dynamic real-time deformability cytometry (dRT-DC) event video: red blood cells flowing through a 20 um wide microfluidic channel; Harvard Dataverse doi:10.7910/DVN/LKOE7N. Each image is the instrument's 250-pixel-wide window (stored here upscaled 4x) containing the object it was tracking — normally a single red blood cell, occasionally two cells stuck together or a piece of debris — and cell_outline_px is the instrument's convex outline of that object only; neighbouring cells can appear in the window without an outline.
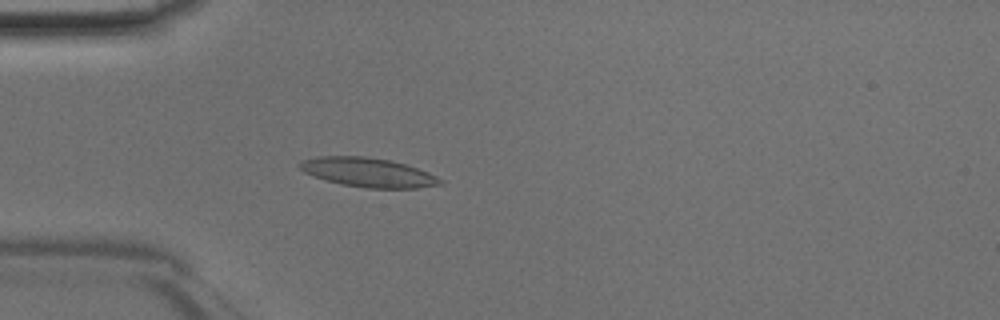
{"species": "Egyptian fruit bat (a non-hibernating species)", "species_latin": "Rousettus aegyptiacus", "temperature_condition": "room temperature", "stored_images_in_passage": 47, "camera_frame_rate_fps": 3000, "um_per_image_px": 0.085, "animal": {"sex": "male"}, "frame": {"image": 1, "passage_image": 14, "time_ms": 4.333, "image_size_px": [1000, 320], "cell_outline_px": [[444, 184], [416, 188], [368, 188], [340, 184], [312, 176], [304, 172], [296, 164], [300, 160], [320, 156], [364, 156], [388, 160], [404, 164], [428, 172], [444, 180]], "centroid_in_image_um": [31.26, 14.65], "position_along_channel_um": 53.7, "area_um2": 23.93}}
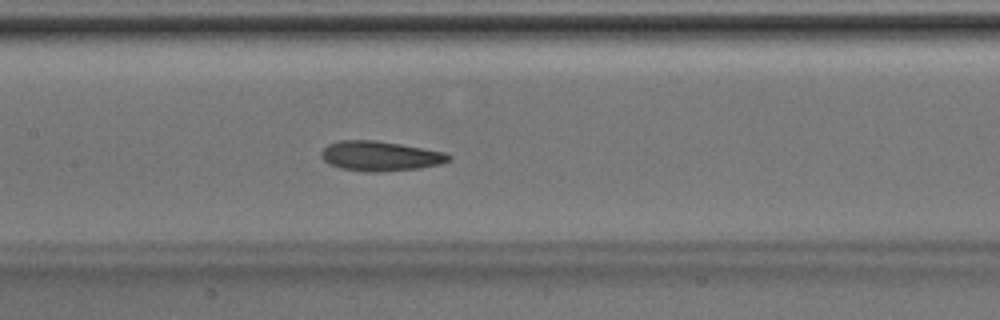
{"frame": {"image": 2, "passage_image": 23, "time_ms": 7.333, "image_size_px": [1000, 320], "cell_outline_px": [[452, 160], [440, 164], [420, 168], [380, 172], [364, 172], [340, 168], [328, 164], [320, 156], [320, 152], [328, 144], [340, 140], [376, 140], [400, 144], [444, 152], [452, 156]], "centroid_in_image_um": [32.3, 13.27], "position_along_channel_um": 175.1, "area_um2": 22.31}}
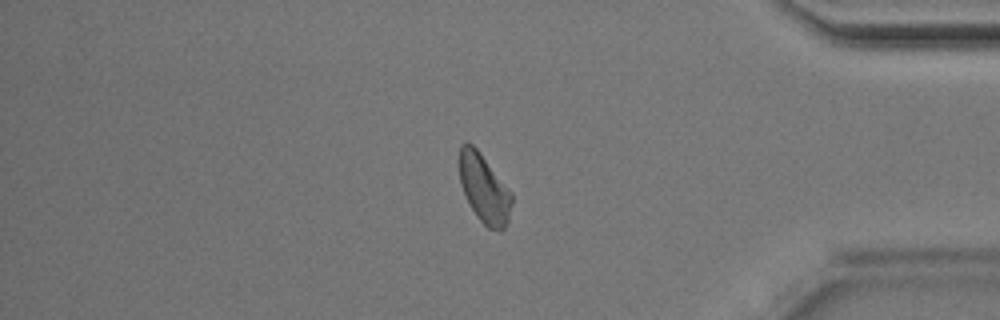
{"frame": {"image": 3, "passage_image": 40, "time_ms": 13.0, "image_size_px": [1000, 320], "cell_outline_px": [[512, 200], [508, 220], [504, 228], [500, 232], [488, 228], [476, 216], [460, 184], [460, 144], [472, 144], [480, 152], [512, 192]], "centroid_in_image_um": [41.17, 16.05], "position_along_channel_um": 394.0, "area_um2": 20.69}}